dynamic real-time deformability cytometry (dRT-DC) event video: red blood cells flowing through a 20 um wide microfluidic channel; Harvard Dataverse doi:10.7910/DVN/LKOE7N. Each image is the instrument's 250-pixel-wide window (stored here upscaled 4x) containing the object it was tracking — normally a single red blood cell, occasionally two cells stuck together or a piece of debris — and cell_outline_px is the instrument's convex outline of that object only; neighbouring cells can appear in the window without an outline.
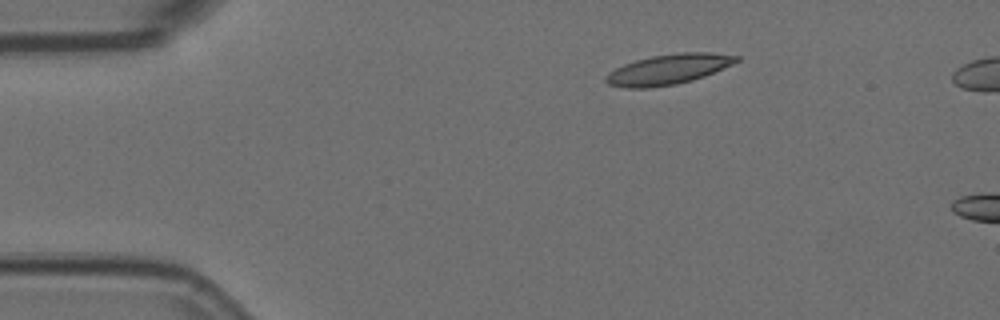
{"species": "Egyptian fruit bat (a non-hibernating species)", "species_latin": "Rousettus aegyptiacus", "temperature_condition": "room temperature", "stored_images_in_passage": 3, "camera_frame_rate_fps": 3000, "um_per_image_px": 0.085, "animal": {"sex": "female"}, "frame": {"image": 1, "passage_image": 1, "time_ms": 0.0, "image_size_px": [1000, 320], "cell_outline_px": [[740, 60], [732, 64], [704, 76], [692, 80], [676, 84], [648, 88], [624, 88], [608, 84], [604, 80], [604, 76], [608, 72], [624, 64], [636, 60], [652, 56], [680, 52], [712, 52], [740, 56]], "centroid_in_image_um": [56.79, 5.89], "position_along_channel_um": 28.2, "area_um2": 23.0}}